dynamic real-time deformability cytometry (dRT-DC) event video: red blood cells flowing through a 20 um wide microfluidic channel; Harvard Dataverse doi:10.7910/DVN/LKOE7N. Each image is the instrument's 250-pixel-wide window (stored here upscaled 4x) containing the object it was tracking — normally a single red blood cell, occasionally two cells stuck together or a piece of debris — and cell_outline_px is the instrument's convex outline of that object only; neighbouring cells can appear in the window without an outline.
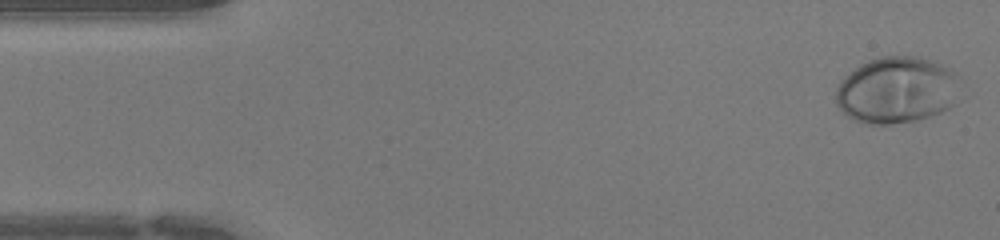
{"species": "human", "species_latin": "Homo sapiens", "temperature_condition": "warm", "stored_images_in_passage": 44, "camera_frame_rate_fps": 3000, "um_per_image_px": 0.085, "donor": {"sex": "female"}, "frame": {"image": 1, "passage_image": 1, "time_ms": 0.0, "image_size_px": [1000, 240], "cell_outline_px": [[956, 104], [940, 112], [920, 120], [892, 124], [864, 124], [848, 116], [836, 104], [836, 88], [840, 80], [844, 76], [860, 64], [868, 60], [880, 56], [916, 56], [940, 64], [948, 68], [956, 76]], "centroid_in_image_um": [76.17, 7.67], "position_along_channel_um": 8.8, "area_um2": 48.09}}
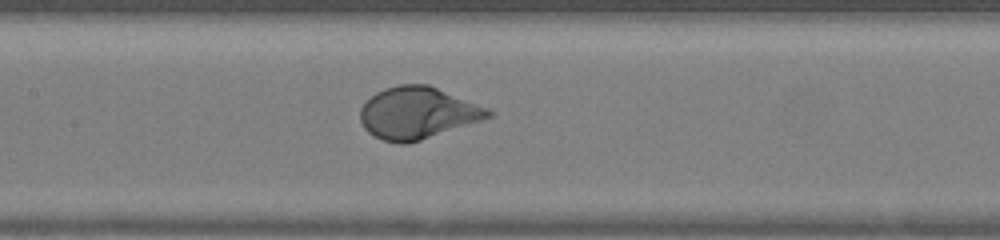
{"frame": {"image": 2, "passage_image": 20, "time_ms": 6.333, "image_size_px": [1000, 240], "cell_outline_px": [[496, 112], [492, 116], [408, 144], [400, 144], [384, 140], [368, 132], [364, 128], [360, 120], [360, 108], [376, 92], [384, 88], [400, 84], [428, 84], [488, 108]], "centroid_in_image_um": [35.48, 9.59], "position_along_channel_um": 171.9, "area_um2": 38.32}}
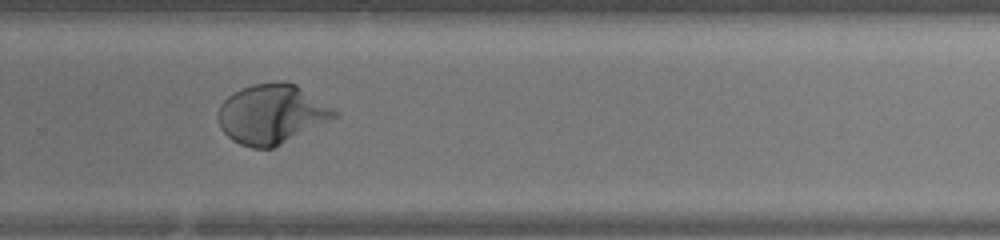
{"frame": {"image": 3, "passage_image": 29, "time_ms": 9.333, "image_size_px": [1000, 240], "cell_outline_px": [[340, 112], [336, 116], [272, 148], [252, 148], [240, 144], [232, 140], [220, 128], [216, 116], [216, 112], [220, 104], [228, 96], [252, 84], [276, 80], [284, 80], [296, 84]], "centroid_in_image_um": [23.04, 9.67], "position_along_channel_um": 306.8, "area_um2": 40.11}}